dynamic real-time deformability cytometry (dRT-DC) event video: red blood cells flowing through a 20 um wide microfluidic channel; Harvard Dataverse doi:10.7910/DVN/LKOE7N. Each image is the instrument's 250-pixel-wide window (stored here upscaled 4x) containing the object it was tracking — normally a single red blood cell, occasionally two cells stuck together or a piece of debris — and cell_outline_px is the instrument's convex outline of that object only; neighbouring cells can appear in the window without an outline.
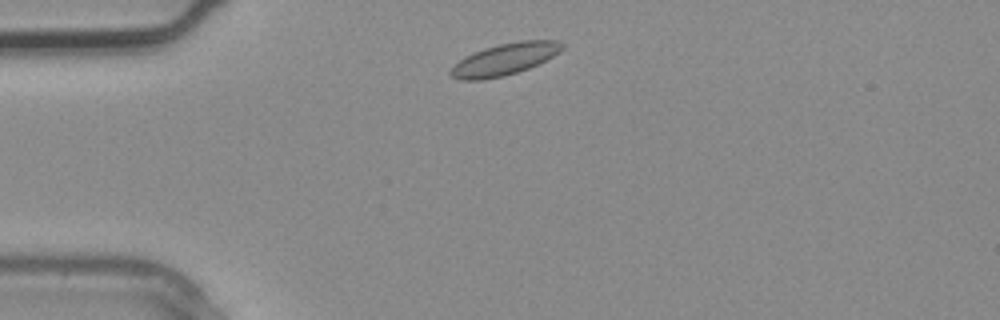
{"species": "common noctule bat (a hibernating species)", "species_latin": "Nyctalus noctula", "temperature_condition": "warm", "stored_images_in_passage": 1, "camera_frame_rate_fps": 3000, "um_per_image_px": 0.085, "animal": {"sex": "male", "body_mass_g": 20.4}, "frame": {"image": 1, "passage_image": 1, "time_ms": 0.0, "image_size_px": [1000, 320], "cell_outline_px": [[564, 48], [560, 52], [528, 68], [504, 76], [480, 80], [460, 80], [452, 76], [448, 72], [464, 56], [484, 48], [500, 44], [520, 40], [556, 40], [564, 44]], "centroid_in_image_um": [42.89, 5.03], "position_along_channel_um": 42.1, "area_um2": 20.4}}